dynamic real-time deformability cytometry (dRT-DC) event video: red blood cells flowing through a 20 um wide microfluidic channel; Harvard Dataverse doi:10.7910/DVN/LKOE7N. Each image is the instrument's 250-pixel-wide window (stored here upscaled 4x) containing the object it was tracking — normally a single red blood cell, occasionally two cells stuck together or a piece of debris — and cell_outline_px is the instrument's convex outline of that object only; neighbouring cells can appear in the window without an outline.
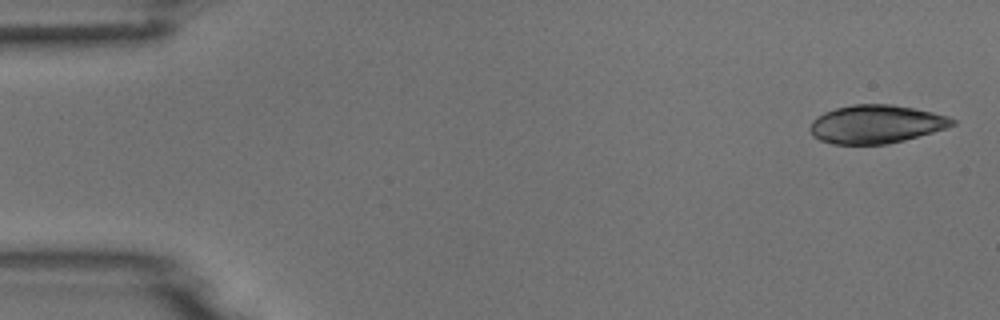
{"species": "common noctule bat (a hibernating species)", "species_latin": "Nyctalus noctula", "temperature_condition": "room temperature", "stored_images_in_passage": 4, "camera_frame_rate_fps": 3000, "um_per_image_px": 0.085, "animal": {"sex": "male", "body_mass_g": 18.8}, "frame": {"image": 1, "passage_image": 1, "time_ms": 0.0, "image_size_px": [1000, 320], "cell_outline_px": [[956, 124], [948, 128], [904, 140], [888, 144], [832, 144], [820, 140], [812, 136], [808, 128], [812, 120], [824, 112], [836, 108], [852, 104], [892, 104], [932, 112], [948, 116], [956, 120]], "centroid_in_image_um": [74.46, 10.55], "position_along_channel_um": 10.5, "area_um2": 31.96}}